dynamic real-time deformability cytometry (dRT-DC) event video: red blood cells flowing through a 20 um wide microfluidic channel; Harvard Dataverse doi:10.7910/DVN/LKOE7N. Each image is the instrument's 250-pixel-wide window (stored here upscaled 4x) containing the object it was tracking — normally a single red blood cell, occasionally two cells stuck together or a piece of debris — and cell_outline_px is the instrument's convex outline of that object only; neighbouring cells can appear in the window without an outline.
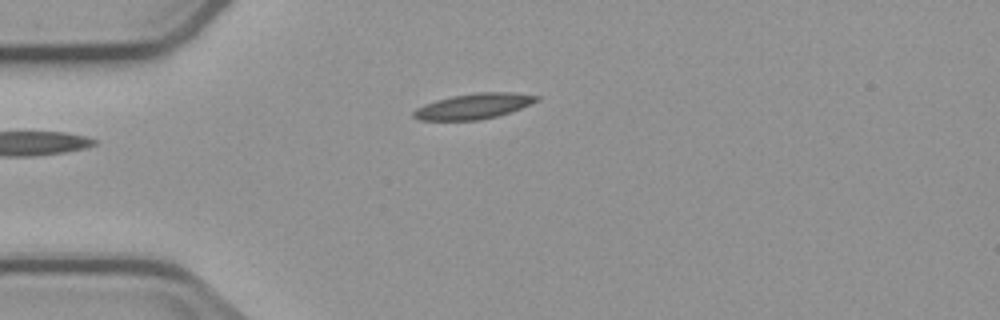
{"species": "common noctule bat (a hibernating species)", "species_latin": "Nyctalus noctula", "temperature_condition": "cold", "stored_images_in_passage": 5, "camera_frame_rate_fps": 3000, "um_per_image_px": 0.085, "animal": {"sex": "male", "body_mass_g": 23.1, "forearm_length_mm": 52.7}, "frame": {"image": 1, "passage_image": 5, "time_ms": 4.667, "image_size_px": [1000, 320], "cell_outline_px": [[540, 100], [520, 108], [496, 116], [480, 120], [420, 120], [412, 116], [412, 112], [416, 108], [424, 104], [436, 100], [452, 96], [476, 92], [512, 92], [540, 96]], "centroid_in_image_um": [40.25, 9.02], "position_along_channel_um": 44.8, "area_um2": 18.21}}